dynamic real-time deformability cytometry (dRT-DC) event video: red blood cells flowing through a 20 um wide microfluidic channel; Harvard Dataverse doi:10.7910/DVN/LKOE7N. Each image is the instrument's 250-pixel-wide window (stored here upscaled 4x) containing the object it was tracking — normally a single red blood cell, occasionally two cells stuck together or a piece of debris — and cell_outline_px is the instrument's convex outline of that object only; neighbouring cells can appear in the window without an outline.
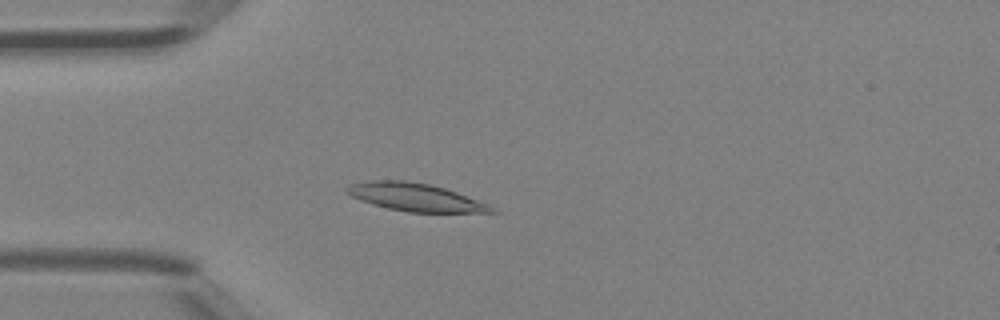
{"species": "Egyptian fruit bat (a non-hibernating species)", "species_latin": "Rousettus aegyptiacus", "temperature_condition": "room temperature", "stored_images_in_passage": 3, "camera_frame_rate_fps": 3000, "um_per_image_px": 0.085, "animal": {"sex": "female"}, "frame": {"image": 1, "passage_image": 3, "time_ms": 0.667, "image_size_px": [1000, 320], "cell_outline_px": [[500, 212], [408, 212], [388, 208], [372, 204], [360, 200], [344, 192], [344, 188], [352, 184], [368, 180], [408, 180], [428, 184], [444, 188], [456, 192], [488, 204], [496, 208]], "centroid_in_image_um": [35.28, 16.76], "position_along_channel_um": 49.7, "area_um2": 23.41}}